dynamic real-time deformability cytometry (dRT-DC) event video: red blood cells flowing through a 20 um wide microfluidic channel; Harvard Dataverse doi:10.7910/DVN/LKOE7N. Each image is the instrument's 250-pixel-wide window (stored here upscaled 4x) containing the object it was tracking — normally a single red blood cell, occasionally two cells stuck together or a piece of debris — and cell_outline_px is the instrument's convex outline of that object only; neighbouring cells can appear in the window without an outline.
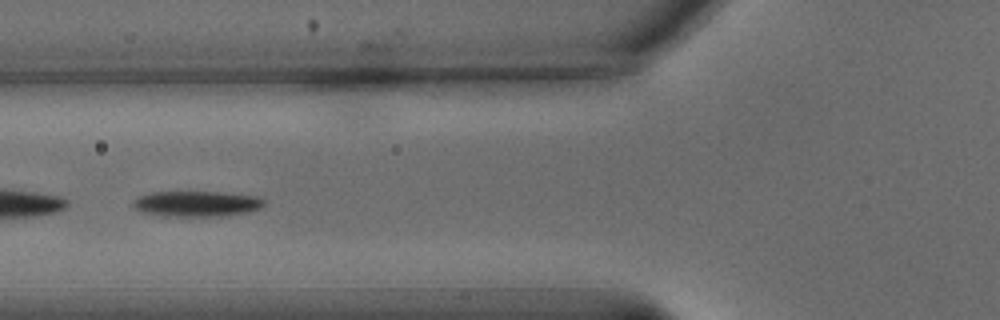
{"species": "common noctule bat (a hibernating species)", "species_latin": "Nyctalus noctula", "temperature_condition": "warm", "stored_images_in_passage": 42, "camera_frame_rate_fps": 3000, "um_per_image_px": 0.085, "animal": {"sex": "male", "body_mass_g": 15.6}, "frame": {"image": 1, "passage_image": 7, "time_ms": 2.0, "image_size_px": [1000, 320], "cell_outline_px": [[264, 204], [260, 208], [248, 212], [224, 216], [160, 216], [144, 212], [136, 208], [132, 204], [132, 200], [140, 196], [152, 192], [224, 192], [256, 196], [264, 200]], "centroid_in_image_um": [16.72, 17.32], "position_along_channel_um": 109.1, "area_um2": 19.54}}
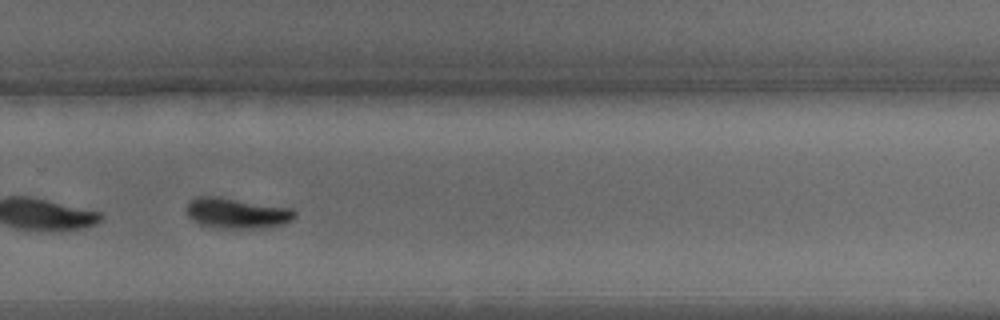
{"frame": {"image": 2, "passage_image": 24, "time_ms": 7.667, "image_size_px": [1000, 320], "cell_outline_px": [[296, 216], [292, 220], [284, 224], [272, 228], [212, 228], [200, 224], [192, 220], [188, 216], [188, 200], [196, 196], [216, 196], [292, 208], [296, 212]], "centroid_in_image_um": [20.15, 18.13], "position_along_channel_um": 309.6, "area_um2": 19.54}}
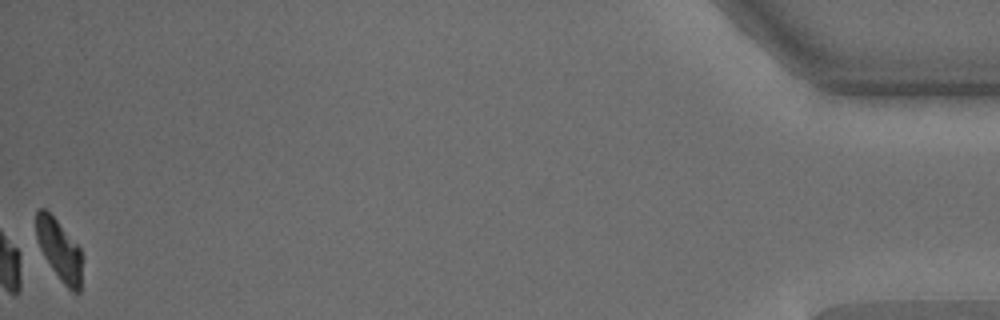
{"frame": {"image": 3, "passage_image": 42, "time_ms": 13.667, "image_size_px": [1000, 320], "cell_outline_px": [[84, 260], [80, 292], [72, 292], [64, 284], [52, 268], [44, 256], [40, 248], [36, 236], [36, 212], [40, 208], [44, 208], [56, 220], [80, 248]], "centroid_in_image_um": [5.08, 21.28], "position_along_channel_um": 430.1, "area_um2": 16.3}, "authors_computed_cell_mechanics": {"area_um2": 19.5364, "velocity_mm_per_s": 3.5471, "shape_relaxation_time_tau1_ms": 2.1095, "shape_relaxation_time_tau2_ms": null, "deformation_change_tau1": 0.1887, "deformation_change_tau2": null}}